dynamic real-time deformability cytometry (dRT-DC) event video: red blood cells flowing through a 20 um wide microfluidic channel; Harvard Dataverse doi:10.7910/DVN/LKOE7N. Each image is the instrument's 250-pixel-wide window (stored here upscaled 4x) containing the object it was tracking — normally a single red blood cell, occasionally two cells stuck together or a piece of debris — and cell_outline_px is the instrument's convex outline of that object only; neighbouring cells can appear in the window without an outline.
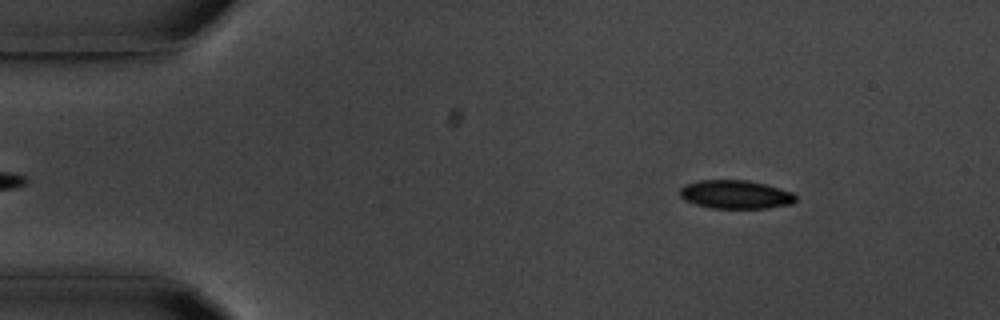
{"species": "common noctule bat (a hibernating species)", "species_latin": "Nyctalus noctula", "temperature_condition": "room temperature", "stored_images_in_passage": 51, "camera_frame_rate_fps": 3000, "um_per_image_px": 0.085, "animal": {"sex": "male", "body_mass_g": 20.1, "forearm_length_mm": 53.5}, "frame": {"image": 1, "passage_image": 4, "time_ms": 1.0, "image_size_px": [1000, 320], "cell_outline_px": [[796, 200], [792, 204], [768, 208], [712, 208], [696, 204], [680, 196], [680, 188], [684, 184], [700, 180], [748, 180], [780, 188], [792, 192], [796, 196]], "centroid_in_image_um": [62.54, 16.52], "position_along_channel_um": 22.5, "area_um2": 19.19}}
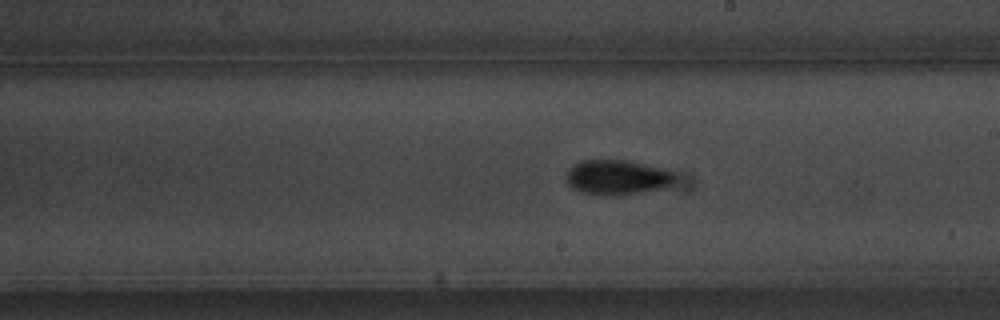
{"frame": {"image": 2, "passage_image": 27, "time_ms": 8.667, "image_size_px": [1000, 320], "cell_outline_px": [[676, 180], [672, 184], [664, 188], [608, 196], [580, 192], [572, 188], [568, 184], [564, 176], [568, 168], [584, 160], [624, 160], [664, 168], [676, 172]], "centroid_in_image_um": [52.46, 15.07], "position_along_channel_um": 236.5, "area_um2": 22.2}}
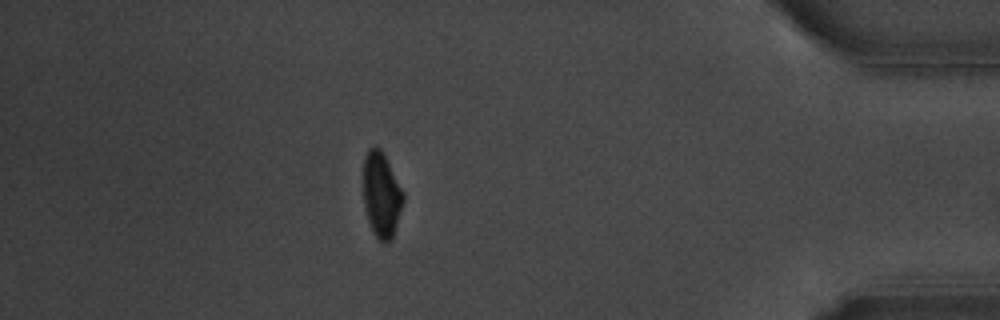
{"frame": {"image": 3, "passage_image": 44, "time_ms": 14.333, "image_size_px": [1000, 320], "cell_outline_px": [[404, 200], [392, 240], [388, 244], [384, 244], [372, 232], [368, 220], [364, 204], [364, 156], [368, 148], [376, 144], [384, 152], [404, 192]], "centroid_in_image_um": [32.44, 16.54], "position_along_channel_um": 402.8, "area_um2": 20.17}, "authors_computed_cell_mechanics": {"area_um2": 20.6346, "velocity_mm_per_s": 3.7121, "shape_relaxation_time_tau1_ms": 3.1451, "shape_relaxation_time_tau2_ms": null, "deformation_change_tau1": 0.1143, "deformation_change_tau2": null}}